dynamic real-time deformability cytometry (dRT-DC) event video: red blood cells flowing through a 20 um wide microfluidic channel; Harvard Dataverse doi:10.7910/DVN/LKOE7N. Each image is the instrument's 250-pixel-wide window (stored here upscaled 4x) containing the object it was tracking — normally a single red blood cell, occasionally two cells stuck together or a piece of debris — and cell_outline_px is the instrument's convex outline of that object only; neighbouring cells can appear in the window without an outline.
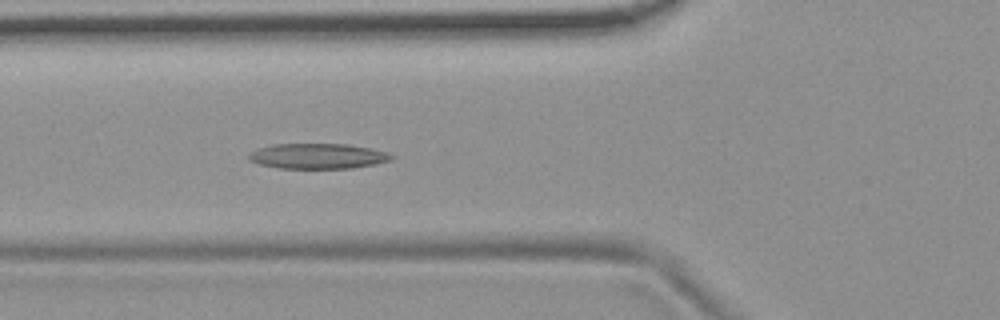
{"species": "common noctule bat (a hibernating species)", "species_latin": "Nyctalus noctula", "temperature_condition": "room temperature", "stored_images_in_passage": 6, "camera_frame_rate_fps": 3000, "um_per_image_px": 0.085, "animal": {"sex": "female", "body_mass_g": 19.9}, "frame": {"image": 1, "passage_image": 6, "time_ms": 5.667, "image_size_px": [1000, 320], "cell_outline_px": [[396, 156], [392, 160], [376, 164], [352, 168], [276, 168], [260, 164], [248, 160], [248, 156], [256, 148], [272, 144], [348, 144], [388, 152]], "centroid_in_image_um": [27.02, 13.27], "position_along_channel_um": 98.8, "area_um2": 21.15}}